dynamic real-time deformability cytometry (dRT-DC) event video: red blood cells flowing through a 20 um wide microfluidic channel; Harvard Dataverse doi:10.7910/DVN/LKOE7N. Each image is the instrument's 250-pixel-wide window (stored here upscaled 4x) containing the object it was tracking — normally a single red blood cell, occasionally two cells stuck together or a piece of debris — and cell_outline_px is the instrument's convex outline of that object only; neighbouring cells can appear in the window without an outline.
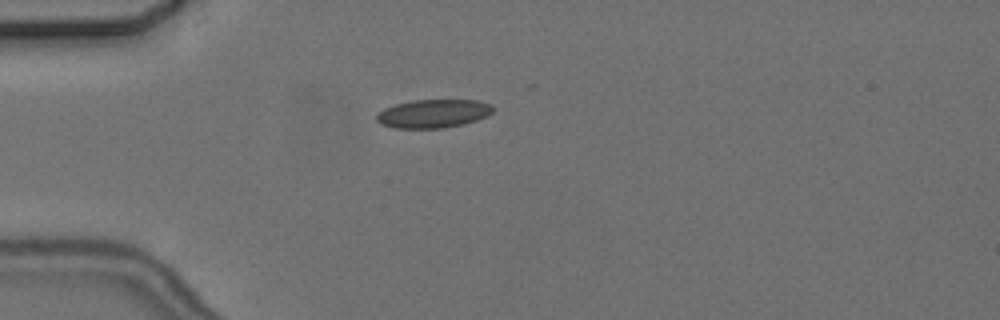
{"species": "common noctule bat (a hibernating species)", "species_latin": "Nyctalus noctula", "temperature_condition": "cold", "stored_images_in_passage": 4, "camera_frame_rate_fps": 3000, "um_per_image_px": 0.085, "animal": {"sex": "female", "body_mass_g": 24.6, "forearm_length_mm": 56.2}, "frame": {"image": 1, "passage_image": 4, "time_ms": 4.333, "image_size_px": [1000, 320], "cell_outline_px": [[496, 108], [488, 116], [464, 124], [444, 128], [392, 128], [380, 124], [376, 120], [376, 116], [384, 108], [396, 104], [412, 100], [476, 100], [492, 104]], "centroid_in_image_um": [36.85, 9.66], "position_along_channel_um": 48.1, "area_um2": 19.48}}